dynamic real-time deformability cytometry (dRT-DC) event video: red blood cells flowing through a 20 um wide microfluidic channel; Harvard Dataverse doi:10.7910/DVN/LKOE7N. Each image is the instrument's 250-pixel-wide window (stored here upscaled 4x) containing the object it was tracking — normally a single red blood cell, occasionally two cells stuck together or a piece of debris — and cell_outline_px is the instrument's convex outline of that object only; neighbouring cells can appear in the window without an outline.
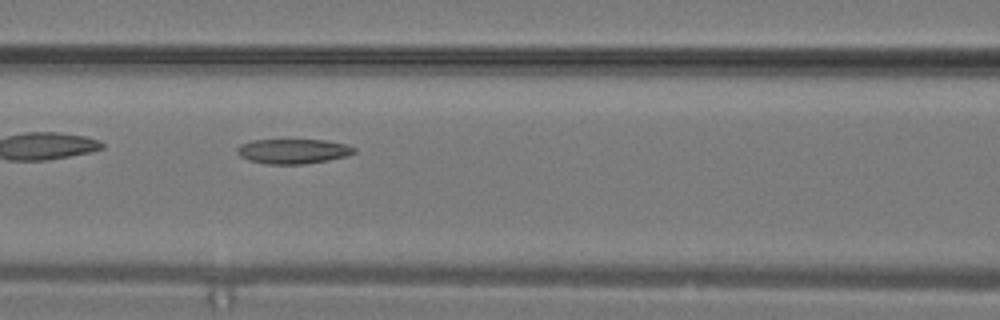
{"species": "common noctule bat (a hibernating species)", "species_latin": "Nyctalus noctula", "temperature_condition": "warm", "stored_images_in_passage": 17, "camera_frame_rate_fps": 3000, "um_per_image_px": 0.085, "animal": {"sex": "male", "body_mass_g": 19.2, "forearm_length_mm": 51.8}, "frame": {"image": 1, "passage_image": 8, "time_ms": 2.333, "image_size_px": [1000, 320], "cell_outline_px": [[356, 152], [348, 156], [328, 160], [304, 164], [268, 164], [248, 160], [240, 156], [236, 152], [236, 148], [240, 144], [252, 140], [324, 140], [348, 144], [356, 148]], "centroid_in_image_um": [24.93, 12.85], "position_along_channel_um": 141.7, "area_um2": 17.05}}
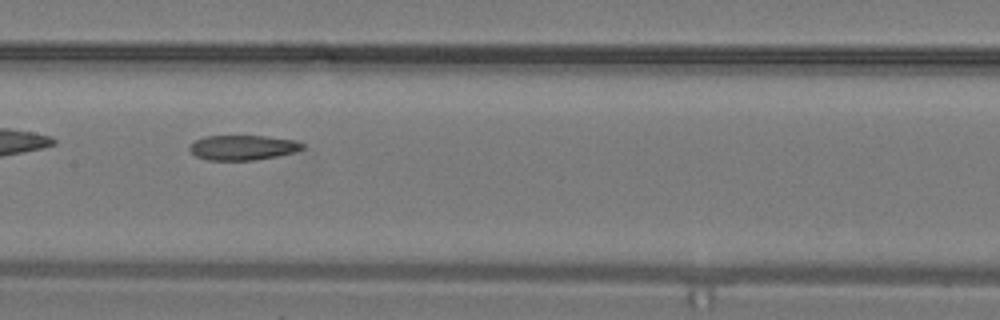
{"frame": {"image": 2, "passage_image": 10, "time_ms": 3.0, "image_size_px": [1000, 320], "cell_outline_px": [[304, 148], [296, 152], [276, 156], [252, 160], [208, 160], [196, 156], [188, 148], [196, 140], [204, 136], [264, 136], [296, 140], [304, 144]], "centroid_in_image_um": [20.66, 12.54], "position_along_channel_um": 186.7, "area_um2": 16.3}}
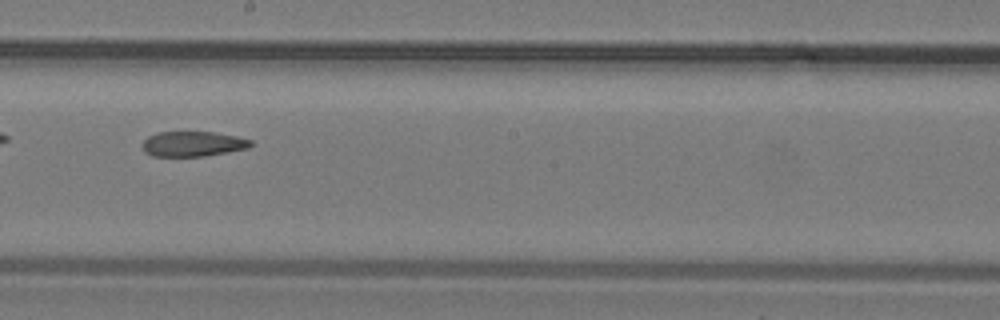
{"frame": {"image": 3, "passage_image": 12, "time_ms": 3.667, "image_size_px": [1000, 320], "cell_outline_px": [[252, 144], [248, 148], [228, 152], [204, 156], [152, 156], [144, 152], [144, 140], [148, 136], [160, 132], [212, 132], [236, 136], [252, 140]], "centroid_in_image_um": [16.41, 12.23], "position_along_channel_um": 231.8, "area_um2": 15.72}}